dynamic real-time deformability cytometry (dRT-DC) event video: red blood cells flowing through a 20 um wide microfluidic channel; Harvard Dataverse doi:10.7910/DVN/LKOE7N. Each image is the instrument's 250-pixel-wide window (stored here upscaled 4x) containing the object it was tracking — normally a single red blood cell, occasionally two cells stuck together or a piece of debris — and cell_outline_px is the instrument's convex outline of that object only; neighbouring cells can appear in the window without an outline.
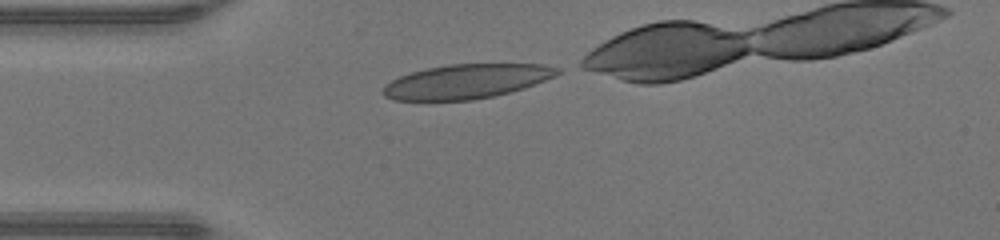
{"species": "human", "species_latin": "Homo sapiens", "temperature_condition": "warm", "stored_images_in_passage": 27, "camera_frame_rate_fps": 3000, "um_per_image_px": 0.085, "donor": {"sex": "male"}, "frame": {"image": 1, "passage_image": 1, "time_ms": 0.0, "image_size_px": [1000, 240], "cell_outline_px": [[560, 72], [556, 76], [524, 88], [492, 96], [472, 100], [392, 100], [384, 96], [380, 92], [384, 84], [400, 76], [412, 72], [428, 68], [452, 64], [540, 64], [560, 68]], "centroid_in_image_um": [39.62, 6.92], "position_along_channel_um": 45.4, "area_um2": 34.74}}
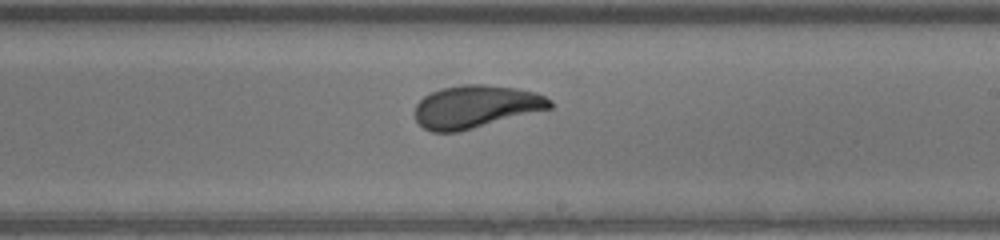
{"frame": {"image": 2, "passage_image": 16, "time_ms": 5.0, "image_size_px": [1000, 240], "cell_outline_px": [[552, 108], [460, 132], [432, 132], [424, 128], [416, 120], [412, 112], [416, 104], [424, 96], [432, 92], [444, 88], [464, 84], [488, 84], [516, 88], [536, 92], [552, 100]], "centroid_in_image_um": [40.43, 9.07], "position_along_channel_um": 248.6, "area_um2": 33.87}}
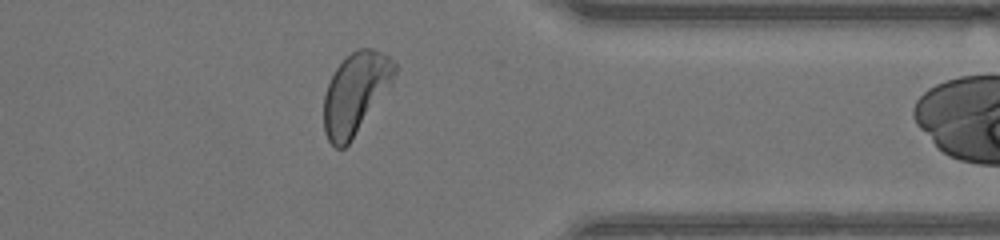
{"frame": {"image": 3, "passage_image": 26, "time_ms": 8.333, "image_size_px": [1000, 240], "cell_outline_px": [[396, 76], [392, 84], [352, 140], [344, 148], [336, 148], [328, 140], [324, 132], [324, 96], [328, 84], [336, 68], [356, 48], [372, 48], [388, 56], [396, 64]], "centroid_in_image_um": [30.23, 7.93], "position_along_channel_um": 381.2, "area_um2": 33.41}}